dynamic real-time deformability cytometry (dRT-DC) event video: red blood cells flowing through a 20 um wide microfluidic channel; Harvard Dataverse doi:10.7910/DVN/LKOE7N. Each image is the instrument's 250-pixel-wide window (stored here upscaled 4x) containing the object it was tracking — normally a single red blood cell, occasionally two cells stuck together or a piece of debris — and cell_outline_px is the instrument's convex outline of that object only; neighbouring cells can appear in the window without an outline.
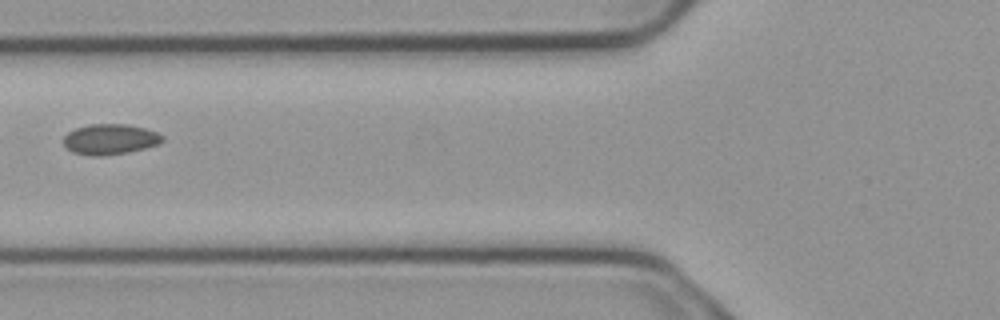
{"species": "common noctule bat (a hibernating species)", "species_latin": "Nyctalus noctula", "temperature_condition": "cold", "stored_images_in_passage": 3, "camera_frame_rate_fps": 3000, "um_per_image_px": 0.085, "animal": {"sex": "male", "body_mass_g": 23.1, "forearm_length_mm": 52.7}, "frame": {"image": 1, "passage_image": 2, "time_ms": 0.333, "image_size_px": [1000, 320], "cell_outline_px": [[164, 140], [160, 144], [128, 152], [100, 156], [88, 156], [72, 152], [64, 144], [64, 136], [68, 132], [76, 128], [88, 124], [128, 124], [144, 128], [156, 132], [164, 136]], "centroid_in_image_um": [9.36, 11.84], "position_along_channel_um": 116.4, "area_um2": 17.63}}
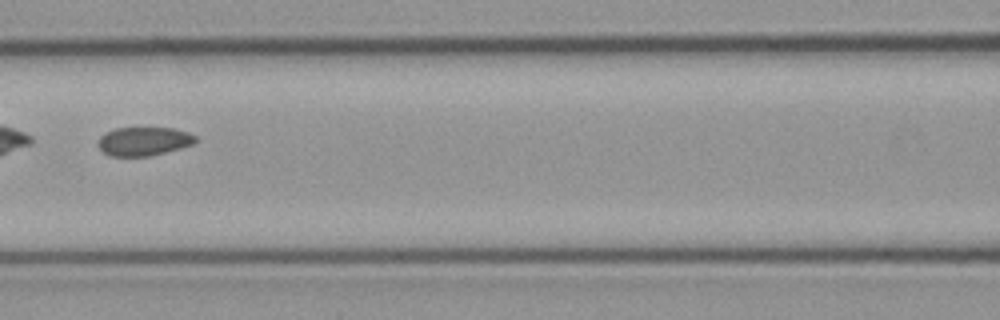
{"frame": {"image": 2, "passage_image": 3, "time_ms": 0.667, "image_size_px": [1000, 320], "cell_outline_px": [[196, 140], [192, 144], [180, 148], [148, 156], [108, 156], [96, 144], [100, 136], [104, 132], [116, 128], [176, 128], [188, 132], [196, 136]], "centroid_in_image_um": [12.18, 12.0], "position_along_channel_um": 154.4, "area_um2": 16.3}}